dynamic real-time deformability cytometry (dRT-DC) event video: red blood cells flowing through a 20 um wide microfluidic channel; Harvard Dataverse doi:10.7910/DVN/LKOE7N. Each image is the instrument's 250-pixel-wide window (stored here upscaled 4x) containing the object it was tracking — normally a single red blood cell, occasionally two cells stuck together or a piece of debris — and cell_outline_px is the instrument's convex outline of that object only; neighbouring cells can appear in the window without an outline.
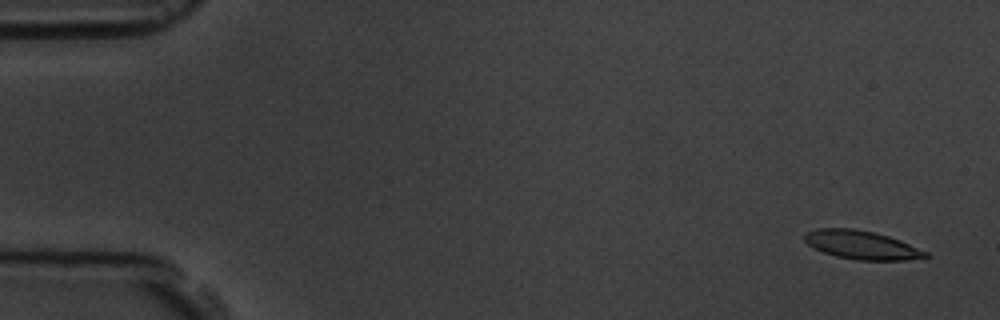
{"species": "common noctule bat (a hibernating species)", "species_latin": "Nyctalus noctula", "temperature_condition": "room temperature", "stored_images_in_passage": 4, "camera_frame_rate_fps": 3000, "um_per_image_px": 0.085, "animal": {"sex": "male", "body_mass_g": 19.5, "forearm_length_mm": 54.6}, "frame": {"image": 1, "passage_image": 1, "time_ms": 0.0, "image_size_px": [1000, 320], "cell_outline_px": [[932, 256], [908, 260], [856, 260], [836, 256], [824, 252], [808, 244], [804, 240], [804, 232], [816, 228], [852, 228], [872, 232], [888, 236], [900, 240], [928, 252]], "centroid_in_image_um": [73.24, 20.82], "position_along_channel_um": 11.8, "area_um2": 20.11}}